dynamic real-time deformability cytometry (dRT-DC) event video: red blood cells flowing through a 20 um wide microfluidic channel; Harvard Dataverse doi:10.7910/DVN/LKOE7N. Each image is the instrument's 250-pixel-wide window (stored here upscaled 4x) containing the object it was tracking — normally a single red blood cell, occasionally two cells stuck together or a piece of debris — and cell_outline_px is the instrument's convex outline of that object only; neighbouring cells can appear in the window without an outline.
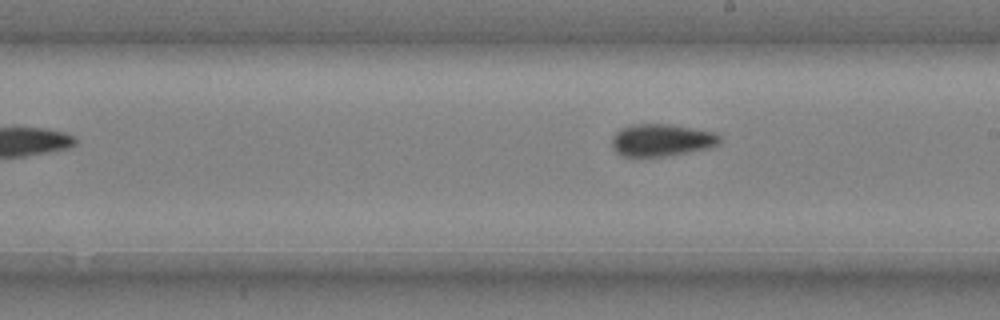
{"species": "common noctule bat (a hibernating species)", "species_latin": "Nyctalus noctula", "temperature_condition": "cold", "stored_images_in_passage": 6, "camera_frame_rate_fps": 3000, "um_per_image_px": 0.085, "animal": {"sex": "male", "body_mass_g": 20.4}, "frame": {"image": 1, "passage_image": 6, "time_ms": 1.667, "image_size_px": [1000, 320], "cell_outline_px": [[720, 140], [716, 144], [704, 148], [684, 152], [660, 156], [624, 156], [616, 152], [612, 148], [612, 136], [620, 128], [632, 124], [668, 124], [716, 132], [720, 136]], "centroid_in_image_um": [56.16, 11.88], "position_along_channel_um": 232.8, "area_um2": 19.88}}